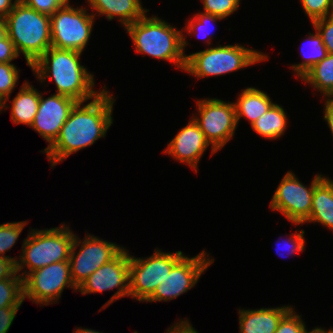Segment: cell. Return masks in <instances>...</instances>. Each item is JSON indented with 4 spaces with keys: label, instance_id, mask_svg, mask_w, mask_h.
I'll use <instances>...</instances> for the list:
<instances>
[{
    "label": "cell",
    "instance_id": "36",
    "mask_svg": "<svg viewBox=\"0 0 333 333\" xmlns=\"http://www.w3.org/2000/svg\"><path fill=\"white\" fill-rule=\"evenodd\" d=\"M20 307L0 308V333H7Z\"/></svg>",
    "mask_w": 333,
    "mask_h": 333
},
{
    "label": "cell",
    "instance_id": "22",
    "mask_svg": "<svg viewBox=\"0 0 333 333\" xmlns=\"http://www.w3.org/2000/svg\"><path fill=\"white\" fill-rule=\"evenodd\" d=\"M287 113L284 108L274 103L266 113H263L251 126L252 130L265 139H280L287 129Z\"/></svg>",
    "mask_w": 333,
    "mask_h": 333
},
{
    "label": "cell",
    "instance_id": "7",
    "mask_svg": "<svg viewBox=\"0 0 333 333\" xmlns=\"http://www.w3.org/2000/svg\"><path fill=\"white\" fill-rule=\"evenodd\" d=\"M183 256L182 251L166 253L158 248L146 258L129 254V297L145 302Z\"/></svg>",
    "mask_w": 333,
    "mask_h": 333
},
{
    "label": "cell",
    "instance_id": "33",
    "mask_svg": "<svg viewBox=\"0 0 333 333\" xmlns=\"http://www.w3.org/2000/svg\"><path fill=\"white\" fill-rule=\"evenodd\" d=\"M312 25L321 35L328 53L333 54V15L318 19Z\"/></svg>",
    "mask_w": 333,
    "mask_h": 333
},
{
    "label": "cell",
    "instance_id": "42",
    "mask_svg": "<svg viewBox=\"0 0 333 333\" xmlns=\"http://www.w3.org/2000/svg\"><path fill=\"white\" fill-rule=\"evenodd\" d=\"M333 328L329 329L327 331V329L325 330V328L323 329L322 327H315L314 329H312L311 331H308V329L306 328L304 333H329Z\"/></svg>",
    "mask_w": 333,
    "mask_h": 333
},
{
    "label": "cell",
    "instance_id": "17",
    "mask_svg": "<svg viewBox=\"0 0 333 333\" xmlns=\"http://www.w3.org/2000/svg\"><path fill=\"white\" fill-rule=\"evenodd\" d=\"M292 308L238 309L239 333H275L282 317Z\"/></svg>",
    "mask_w": 333,
    "mask_h": 333
},
{
    "label": "cell",
    "instance_id": "18",
    "mask_svg": "<svg viewBox=\"0 0 333 333\" xmlns=\"http://www.w3.org/2000/svg\"><path fill=\"white\" fill-rule=\"evenodd\" d=\"M86 3L94 17L104 15L108 21L118 17L124 28L149 12L143 8L141 0H86Z\"/></svg>",
    "mask_w": 333,
    "mask_h": 333
},
{
    "label": "cell",
    "instance_id": "31",
    "mask_svg": "<svg viewBox=\"0 0 333 333\" xmlns=\"http://www.w3.org/2000/svg\"><path fill=\"white\" fill-rule=\"evenodd\" d=\"M304 234H305L304 230H301V231L297 230L295 233L290 234L289 235L290 237L286 238L287 240L284 239V242H283V240H282V242H280L279 240H281V239H278V242L276 243L278 256H281L284 258V257H288L289 255L295 256L296 253L303 252L305 250L304 245L306 244ZM280 245H281V247L284 248L282 250V252L285 251L286 255L284 253H280L279 247H278Z\"/></svg>",
    "mask_w": 333,
    "mask_h": 333
},
{
    "label": "cell",
    "instance_id": "37",
    "mask_svg": "<svg viewBox=\"0 0 333 333\" xmlns=\"http://www.w3.org/2000/svg\"><path fill=\"white\" fill-rule=\"evenodd\" d=\"M8 278H21L16 271V263L10 258L0 257V280Z\"/></svg>",
    "mask_w": 333,
    "mask_h": 333
},
{
    "label": "cell",
    "instance_id": "1",
    "mask_svg": "<svg viewBox=\"0 0 333 333\" xmlns=\"http://www.w3.org/2000/svg\"><path fill=\"white\" fill-rule=\"evenodd\" d=\"M114 102V96L104 85L102 92L88 104L78 102L74 106L56 140L41 151L49 159L51 169L70 155L106 136L113 124Z\"/></svg>",
    "mask_w": 333,
    "mask_h": 333
},
{
    "label": "cell",
    "instance_id": "9",
    "mask_svg": "<svg viewBox=\"0 0 333 333\" xmlns=\"http://www.w3.org/2000/svg\"><path fill=\"white\" fill-rule=\"evenodd\" d=\"M198 113L192 117L211 145V155L231 141L238 126L234 102L217 98L197 99Z\"/></svg>",
    "mask_w": 333,
    "mask_h": 333
},
{
    "label": "cell",
    "instance_id": "25",
    "mask_svg": "<svg viewBox=\"0 0 333 333\" xmlns=\"http://www.w3.org/2000/svg\"><path fill=\"white\" fill-rule=\"evenodd\" d=\"M220 20H222V18L214 16L210 13L198 12L190 20H187V22L185 23V27L182 28L184 30L182 32H186L188 36L193 34L198 39H204L206 40L204 42H206L207 45L210 46V40H212L211 37H213L210 25Z\"/></svg>",
    "mask_w": 333,
    "mask_h": 333
},
{
    "label": "cell",
    "instance_id": "10",
    "mask_svg": "<svg viewBox=\"0 0 333 333\" xmlns=\"http://www.w3.org/2000/svg\"><path fill=\"white\" fill-rule=\"evenodd\" d=\"M324 177L317 174L305 186L292 171H288L274 191L270 209L280 212L294 225L304 224L310 217L315 185Z\"/></svg>",
    "mask_w": 333,
    "mask_h": 333
},
{
    "label": "cell",
    "instance_id": "16",
    "mask_svg": "<svg viewBox=\"0 0 333 333\" xmlns=\"http://www.w3.org/2000/svg\"><path fill=\"white\" fill-rule=\"evenodd\" d=\"M189 123L179 130L175 137L170 140L163 153L170 155L174 160L179 161L193 168L198 173V164L210 143L206 140L204 133L193 118Z\"/></svg>",
    "mask_w": 333,
    "mask_h": 333
},
{
    "label": "cell",
    "instance_id": "34",
    "mask_svg": "<svg viewBox=\"0 0 333 333\" xmlns=\"http://www.w3.org/2000/svg\"><path fill=\"white\" fill-rule=\"evenodd\" d=\"M39 13L53 15L61 6L70 3V0H19Z\"/></svg>",
    "mask_w": 333,
    "mask_h": 333
},
{
    "label": "cell",
    "instance_id": "45",
    "mask_svg": "<svg viewBox=\"0 0 333 333\" xmlns=\"http://www.w3.org/2000/svg\"><path fill=\"white\" fill-rule=\"evenodd\" d=\"M2 111V102L0 100V112Z\"/></svg>",
    "mask_w": 333,
    "mask_h": 333
},
{
    "label": "cell",
    "instance_id": "26",
    "mask_svg": "<svg viewBox=\"0 0 333 333\" xmlns=\"http://www.w3.org/2000/svg\"><path fill=\"white\" fill-rule=\"evenodd\" d=\"M23 299V279L8 278L0 280V308L20 307Z\"/></svg>",
    "mask_w": 333,
    "mask_h": 333
},
{
    "label": "cell",
    "instance_id": "24",
    "mask_svg": "<svg viewBox=\"0 0 333 333\" xmlns=\"http://www.w3.org/2000/svg\"><path fill=\"white\" fill-rule=\"evenodd\" d=\"M315 33H308L309 36L306 38L304 43L308 44L309 48L304 50V45L300 51L301 57L304 61L299 64L291 65V69L296 73L297 78L301 79L315 64L319 63L323 58L328 55V51L322 41L321 35L318 31ZM309 49V50H308Z\"/></svg>",
    "mask_w": 333,
    "mask_h": 333
},
{
    "label": "cell",
    "instance_id": "14",
    "mask_svg": "<svg viewBox=\"0 0 333 333\" xmlns=\"http://www.w3.org/2000/svg\"><path fill=\"white\" fill-rule=\"evenodd\" d=\"M118 289L102 306L105 309L116 300L129 296V250L124 248L114 259L98 268L77 288L82 295Z\"/></svg>",
    "mask_w": 333,
    "mask_h": 333
},
{
    "label": "cell",
    "instance_id": "5",
    "mask_svg": "<svg viewBox=\"0 0 333 333\" xmlns=\"http://www.w3.org/2000/svg\"><path fill=\"white\" fill-rule=\"evenodd\" d=\"M74 237L75 233L65 223L50 229L30 228L29 234L22 241V253L16 262L17 273L23 279L32 271L55 262L69 260ZM20 271L23 272L19 273Z\"/></svg>",
    "mask_w": 333,
    "mask_h": 333
},
{
    "label": "cell",
    "instance_id": "4",
    "mask_svg": "<svg viewBox=\"0 0 333 333\" xmlns=\"http://www.w3.org/2000/svg\"><path fill=\"white\" fill-rule=\"evenodd\" d=\"M4 19L8 37L31 67L52 46L50 16L17 1Z\"/></svg>",
    "mask_w": 333,
    "mask_h": 333
},
{
    "label": "cell",
    "instance_id": "40",
    "mask_svg": "<svg viewBox=\"0 0 333 333\" xmlns=\"http://www.w3.org/2000/svg\"><path fill=\"white\" fill-rule=\"evenodd\" d=\"M17 1L19 0H0V18H5L14 8Z\"/></svg>",
    "mask_w": 333,
    "mask_h": 333
},
{
    "label": "cell",
    "instance_id": "27",
    "mask_svg": "<svg viewBox=\"0 0 333 333\" xmlns=\"http://www.w3.org/2000/svg\"><path fill=\"white\" fill-rule=\"evenodd\" d=\"M19 72L20 70L13 63L0 62V100L2 106H8L10 95L18 84Z\"/></svg>",
    "mask_w": 333,
    "mask_h": 333
},
{
    "label": "cell",
    "instance_id": "30",
    "mask_svg": "<svg viewBox=\"0 0 333 333\" xmlns=\"http://www.w3.org/2000/svg\"><path fill=\"white\" fill-rule=\"evenodd\" d=\"M203 12L224 18L232 15L240 6V0H202Z\"/></svg>",
    "mask_w": 333,
    "mask_h": 333
},
{
    "label": "cell",
    "instance_id": "35",
    "mask_svg": "<svg viewBox=\"0 0 333 333\" xmlns=\"http://www.w3.org/2000/svg\"><path fill=\"white\" fill-rule=\"evenodd\" d=\"M19 54L17 53L14 43L7 37L0 41V62L11 63L14 59H17Z\"/></svg>",
    "mask_w": 333,
    "mask_h": 333
},
{
    "label": "cell",
    "instance_id": "8",
    "mask_svg": "<svg viewBox=\"0 0 333 333\" xmlns=\"http://www.w3.org/2000/svg\"><path fill=\"white\" fill-rule=\"evenodd\" d=\"M95 17L86 7L61 6L50 16L51 43L58 49L83 52L90 40Z\"/></svg>",
    "mask_w": 333,
    "mask_h": 333
},
{
    "label": "cell",
    "instance_id": "3",
    "mask_svg": "<svg viewBox=\"0 0 333 333\" xmlns=\"http://www.w3.org/2000/svg\"><path fill=\"white\" fill-rule=\"evenodd\" d=\"M147 16L146 13L125 27L136 53L166 60L184 71L187 57L185 47L188 45L185 33L157 16Z\"/></svg>",
    "mask_w": 333,
    "mask_h": 333
},
{
    "label": "cell",
    "instance_id": "44",
    "mask_svg": "<svg viewBox=\"0 0 333 333\" xmlns=\"http://www.w3.org/2000/svg\"><path fill=\"white\" fill-rule=\"evenodd\" d=\"M166 331V333H171V326ZM134 333H137V331H134Z\"/></svg>",
    "mask_w": 333,
    "mask_h": 333
},
{
    "label": "cell",
    "instance_id": "41",
    "mask_svg": "<svg viewBox=\"0 0 333 333\" xmlns=\"http://www.w3.org/2000/svg\"><path fill=\"white\" fill-rule=\"evenodd\" d=\"M8 37L7 24L4 18H0V41Z\"/></svg>",
    "mask_w": 333,
    "mask_h": 333
},
{
    "label": "cell",
    "instance_id": "29",
    "mask_svg": "<svg viewBox=\"0 0 333 333\" xmlns=\"http://www.w3.org/2000/svg\"><path fill=\"white\" fill-rule=\"evenodd\" d=\"M300 3L311 23L333 15V0H300Z\"/></svg>",
    "mask_w": 333,
    "mask_h": 333
},
{
    "label": "cell",
    "instance_id": "13",
    "mask_svg": "<svg viewBox=\"0 0 333 333\" xmlns=\"http://www.w3.org/2000/svg\"><path fill=\"white\" fill-rule=\"evenodd\" d=\"M213 263L205 249L191 258L184 255L145 302H168L186 293Z\"/></svg>",
    "mask_w": 333,
    "mask_h": 333
},
{
    "label": "cell",
    "instance_id": "20",
    "mask_svg": "<svg viewBox=\"0 0 333 333\" xmlns=\"http://www.w3.org/2000/svg\"><path fill=\"white\" fill-rule=\"evenodd\" d=\"M40 93L34 86L25 80L18 94L10 100L11 108L2 106L4 109H11V120L15 125L24 124L31 126L39 108Z\"/></svg>",
    "mask_w": 333,
    "mask_h": 333
},
{
    "label": "cell",
    "instance_id": "28",
    "mask_svg": "<svg viewBox=\"0 0 333 333\" xmlns=\"http://www.w3.org/2000/svg\"><path fill=\"white\" fill-rule=\"evenodd\" d=\"M26 224H28L27 221H21L0 225V257L10 258L15 263L17 262V257H9V255L5 256L4 254L13 248Z\"/></svg>",
    "mask_w": 333,
    "mask_h": 333
},
{
    "label": "cell",
    "instance_id": "21",
    "mask_svg": "<svg viewBox=\"0 0 333 333\" xmlns=\"http://www.w3.org/2000/svg\"><path fill=\"white\" fill-rule=\"evenodd\" d=\"M273 104L266 92L255 87L243 89L234 102L237 123L244 117L252 126Z\"/></svg>",
    "mask_w": 333,
    "mask_h": 333
},
{
    "label": "cell",
    "instance_id": "2",
    "mask_svg": "<svg viewBox=\"0 0 333 333\" xmlns=\"http://www.w3.org/2000/svg\"><path fill=\"white\" fill-rule=\"evenodd\" d=\"M82 53L50 47L30 68L39 82L53 80L59 95L77 102L94 99L102 90H95L94 75L81 65Z\"/></svg>",
    "mask_w": 333,
    "mask_h": 333
},
{
    "label": "cell",
    "instance_id": "38",
    "mask_svg": "<svg viewBox=\"0 0 333 333\" xmlns=\"http://www.w3.org/2000/svg\"><path fill=\"white\" fill-rule=\"evenodd\" d=\"M323 99H325L323 118L326 121L333 136V94L324 96Z\"/></svg>",
    "mask_w": 333,
    "mask_h": 333
},
{
    "label": "cell",
    "instance_id": "15",
    "mask_svg": "<svg viewBox=\"0 0 333 333\" xmlns=\"http://www.w3.org/2000/svg\"><path fill=\"white\" fill-rule=\"evenodd\" d=\"M77 103L76 100L57 93L44 98L40 92L39 108L30 127L46 140L47 147L56 140Z\"/></svg>",
    "mask_w": 333,
    "mask_h": 333
},
{
    "label": "cell",
    "instance_id": "12",
    "mask_svg": "<svg viewBox=\"0 0 333 333\" xmlns=\"http://www.w3.org/2000/svg\"><path fill=\"white\" fill-rule=\"evenodd\" d=\"M86 235L81 240L75 234L70 250V275L77 288L98 268L114 259L124 249L116 243L91 234L86 233ZM78 247H80L79 251L76 250Z\"/></svg>",
    "mask_w": 333,
    "mask_h": 333
},
{
    "label": "cell",
    "instance_id": "43",
    "mask_svg": "<svg viewBox=\"0 0 333 333\" xmlns=\"http://www.w3.org/2000/svg\"><path fill=\"white\" fill-rule=\"evenodd\" d=\"M73 333H103V332H98L96 330H92V329H88V328L77 327Z\"/></svg>",
    "mask_w": 333,
    "mask_h": 333
},
{
    "label": "cell",
    "instance_id": "39",
    "mask_svg": "<svg viewBox=\"0 0 333 333\" xmlns=\"http://www.w3.org/2000/svg\"><path fill=\"white\" fill-rule=\"evenodd\" d=\"M171 333H198L188 319H182L171 326Z\"/></svg>",
    "mask_w": 333,
    "mask_h": 333
},
{
    "label": "cell",
    "instance_id": "6",
    "mask_svg": "<svg viewBox=\"0 0 333 333\" xmlns=\"http://www.w3.org/2000/svg\"><path fill=\"white\" fill-rule=\"evenodd\" d=\"M269 59L266 53L241 44L207 47L186 57L184 71L197 79L225 75Z\"/></svg>",
    "mask_w": 333,
    "mask_h": 333
},
{
    "label": "cell",
    "instance_id": "11",
    "mask_svg": "<svg viewBox=\"0 0 333 333\" xmlns=\"http://www.w3.org/2000/svg\"><path fill=\"white\" fill-rule=\"evenodd\" d=\"M69 287L77 292L71 279L69 260L55 262L32 271L23 278V299L28 298L32 303L42 306L53 302L56 304L64 288Z\"/></svg>",
    "mask_w": 333,
    "mask_h": 333
},
{
    "label": "cell",
    "instance_id": "19",
    "mask_svg": "<svg viewBox=\"0 0 333 333\" xmlns=\"http://www.w3.org/2000/svg\"><path fill=\"white\" fill-rule=\"evenodd\" d=\"M315 222L333 231V180L326 176L315 185L310 217L305 223Z\"/></svg>",
    "mask_w": 333,
    "mask_h": 333
},
{
    "label": "cell",
    "instance_id": "32",
    "mask_svg": "<svg viewBox=\"0 0 333 333\" xmlns=\"http://www.w3.org/2000/svg\"><path fill=\"white\" fill-rule=\"evenodd\" d=\"M292 307L280 320L275 333H304L306 323Z\"/></svg>",
    "mask_w": 333,
    "mask_h": 333
},
{
    "label": "cell",
    "instance_id": "23",
    "mask_svg": "<svg viewBox=\"0 0 333 333\" xmlns=\"http://www.w3.org/2000/svg\"><path fill=\"white\" fill-rule=\"evenodd\" d=\"M300 80L305 84H310L323 97L333 94V54L328 53L325 58L315 64Z\"/></svg>",
    "mask_w": 333,
    "mask_h": 333
}]
</instances>
